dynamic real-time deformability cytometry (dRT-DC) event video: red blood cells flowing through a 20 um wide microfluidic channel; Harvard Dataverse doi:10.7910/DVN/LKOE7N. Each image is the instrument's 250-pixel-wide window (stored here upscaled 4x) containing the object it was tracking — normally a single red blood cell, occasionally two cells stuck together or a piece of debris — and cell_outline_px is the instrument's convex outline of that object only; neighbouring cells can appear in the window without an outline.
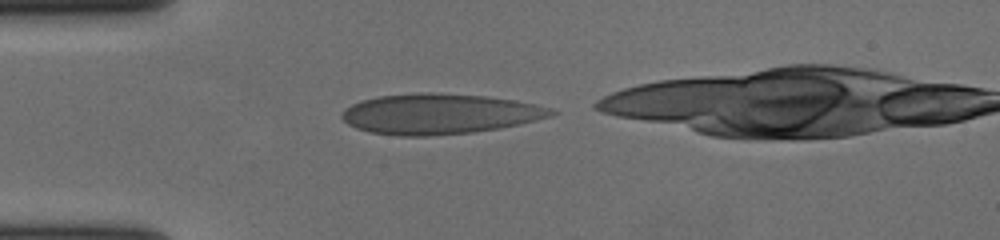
{"species": "human", "species_latin": "Homo sapiens", "temperature_condition": "cold", "stored_images_in_passage": 36, "camera_frame_rate_fps": 3000, "um_per_image_px": 0.085, "donor": {"sex": "female"}, "frame": {"image": 1, "passage_image": 1, "time_ms": 0.0, "image_size_px": [1000, 240], "cell_outline_px": [[560, 112], [552, 116], [520, 124], [500, 128], [472, 132], [428, 136], [396, 136], [368, 132], [356, 128], [348, 124], [340, 116], [340, 112], [344, 108], [360, 100], [376, 96], [416, 92], [432, 92], [488, 96], [516, 100], [536, 104], [552, 108]], "centroid_in_image_um": [37.34, 9.67], "position_along_channel_um": 47.7, "area_um2": 49.94}}
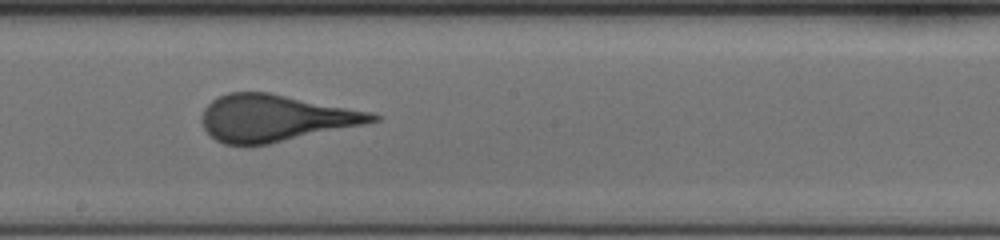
{"frame": {"image": 2, "passage_image": 17, "time_ms": 5.333, "image_size_px": [1000, 240], "cell_outline_px": [[384, 116], [380, 120], [364, 124], [268, 144], [224, 144], [216, 140], [204, 128], [200, 120], [200, 116], [204, 108], [212, 100], [228, 92], [268, 92], [372, 112]], "centroid_in_image_um": [23.39, 10.02], "position_along_channel_um": 224.8, "area_um2": 46.18}}
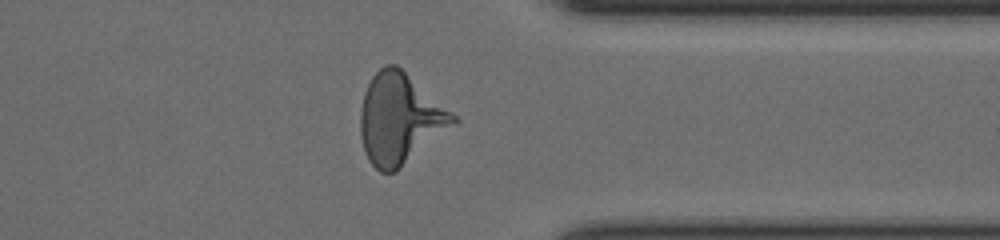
{"frame": {"image": 3, "passage_image": 30, "time_ms": 9.667, "image_size_px": [1000, 240], "cell_outline_px": [[460, 120], [456, 124], [396, 172], [380, 172], [368, 160], [364, 152], [360, 136], [360, 112], [364, 92], [372, 76], [384, 64], [396, 64], [452, 112]], "centroid_in_image_um": [33.97, 10.12], "position_along_channel_um": 377.4, "area_um2": 48.9}, "authors_computed_cell_mechanics": {"area_um2": 46.0666, "velocity_mm_per_s": 3.6568, "shape_relaxation_time_tau1_ms": 9.1877, "shape_relaxation_time_tau2_ms": null, "deformation_change_tau1": 0.2514, "deformation_change_tau2": null}}